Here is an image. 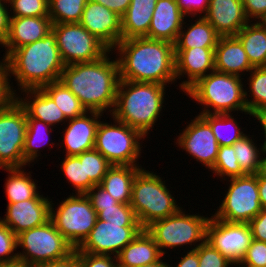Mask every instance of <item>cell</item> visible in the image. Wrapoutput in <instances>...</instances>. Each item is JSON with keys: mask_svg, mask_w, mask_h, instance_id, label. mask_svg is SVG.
<instances>
[{"mask_svg": "<svg viewBox=\"0 0 266 267\" xmlns=\"http://www.w3.org/2000/svg\"><path fill=\"white\" fill-rule=\"evenodd\" d=\"M52 31V21L49 16L11 17L9 34L2 45L5 48L3 61L17 48L43 39Z\"/></svg>", "mask_w": 266, "mask_h": 267, "instance_id": "7402d4cb", "label": "cell"}, {"mask_svg": "<svg viewBox=\"0 0 266 267\" xmlns=\"http://www.w3.org/2000/svg\"><path fill=\"white\" fill-rule=\"evenodd\" d=\"M69 120L87 112L80 100L61 81L52 82L42 88Z\"/></svg>", "mask_w": 266, "mask_h": 267, "instance_id": "836d02e7", "label": "cell"}, {"mask_svg": "<svg viewBox=\"0 0 266 267\" xmlns=\"http://www.w3.org/2000/svg\"><path fill=\"white\" fill-rule=\"evenodd\" d=\"M157 0H131L121 17L122 39L146 37Z\"/></svg>", "mask_w": 266, "mask_h": 267, "instance_id": "4316f807", "label": "cell"}, {"mask_svg": "<svg viewBox=\"0 0 266 267\" xmlns=\"http://www.w3.org/2000/svg\"><path fill=\"white\" fill-rule=\"evenodd\" d=\"M210 171H213L212 173H215L214 175H216V177L221 178V181L227 178L229 179L246 175L238 163L232 145L219 147L215 164Z\"/></svg>", "mask_w": 266, "mask_h": 267, "instance_id": "f35d334b", "label": "cell"}, {"mask_svg": "<svg viewBox=\"0 0 266 267\" xmlns=\"http://www.w3.org/2000/svg\"><path fill=\"white\" fill-rule=\"evenodd\" d=\"M1 60V59H0ZM8 68L3 60L0 61V111L8 108L16 101V91L13 83L10 84Z\"/></svg>", "mask_w": 266, "mask_h": 267, "instance_id": "bcb514c9", "label": "cell"}, {"mask_svg": "<svg viewBox=\"0 0 266 267\" xmlns=\"http://www.w3.org/2000/svg\"><path fill=\"white\" fill-rule=\"evenodd\" d=\"M113 51L118 57L120 80L165 86L177 81L175 48L171 42L147 37L121 39Z\"/></svg>", "mask_w": 266, "mask_h": 267, "instance_id": "6da1fadb", "label": "cell"}, {"mask_svg": "<svg viewBox=\"0 0 266 267\" xmlns=\"http://www.w3.org/2000/svg\"><path fill=\"white\" fill-rule=\"evenodd\" d=\"M51 127L52 126L41 120L27 119V131L23 147V156L28 166L37 159H41L38 158L39 156L41 157V152L39 150L40 147H44L46 144V146L50 145L49 149L54 148L55 141L50 143L49 140L50 134L54 131L53 127Z\"/></svg>", "mask_w": 266, "mask_h": 267, "instance_id": "1f68e13d", "label": "cell"}, {"mask_svg": "<svg viewBox=\"0 0 266 267\" xmlns=\"http://www.w3.org/2000/svg\"><path fill=\"white\" fill-rule=\"evenodd\" d=\"M81 267H118L117 257L80 252Z\"/></svg>", "mask_w": 266, "mask_h": 267, "instance_id": "c3c4849f", "label": "cell"}, {"mask_svg": "<svg viewBox=\"0 0 266 267\" xmlns=\"http://www.w3.org/2000/svg\"><path fill=\"white\" fill-rule=\"evenodd\" d=\"M183 210L181 208L177 213L156 220L145 228L153 237L163 256L168 253L165 251L166 248L173 250L176 247L190 246L188 251L190 248L192 251L206 240V227L210 217L201 216L199 213L185 214ZM192 244L194 248L191 247Z\"/></svg>", "mask_w": 266, "mask_h": 267, "instance_id": "52a82bcc", "label": "cell"}, {"mask_svg": "<svg viewBox=\"0 0 266 267\" xmlns=\"http://www.w3.org/2000/svg\"><path fill=\"white\" fill-rule=\"evenodd\" d=\"M52 31L65 65L95 61L109 51L80 23L52 24Z\"/></svg>", "mask_w": 266, "mask_h": 267, "instance_id": "7c38bea8", "label": "cell"}, {"mask_svg": "<svg viewBox=\"0 0 266 267\" xmlns=\"http://www.w3.org/2000/svg\"><path fill=\"white\" fill-rule=\"evenodd\" d=\"M4 63L10 78L14 76V80L17 81L18 92L42 89L52 82L59 81L65 67L53 31L41 40L15 49Z\"/></svg>", "mask_w": 266, "mask_h": 267, "instance_id": "3957f363", "label": "cell"}, {"mask_svg": "<svg viewBox=\"0 0 266 267\" xmlns=\"http://www.w3.org/2000/svg\"><path fill=\"white\" fill-rule=\"evenodd\" d=\"M221 36H236L250 21L247 19L242 0H210L203 16Z\"/></svg>", "mask_w": 266, "mask_h": 267, "instance_id": "44dd1931", "label": "cell"}, {"mask_svg": "<svg viewBox=\"0 0 266 267\" xmlns=\"http://www.w3.org/2000/svg\"><path fill=\"white\" fill-rule=\"evenodd\" d=\"M0 169H3V170L5 169V168L2 166V164H1V163H0Z\"/></svg>", "mask_w": 266, "mask_h": 267, "instance_id": "e7e4bbea", "label": "cell"}, {"mask_svg": "<svg viewBox=\"0 0 266 267\" xmlns=\"http://www.w3.org/2000/svg\"><path fill=\"white\" fill-rule=\"evenodd\" d=\"M25 167L5 168L8 177L5 182V192L7 194V203H17L27 199H50L43 194L40 195L38 184L32 179L31 172H25Z\"/></svg>", "mask_w": 266, "mask_h": 267, "instance_id": "4dcf8cb0", "label": "cell"}, {"mask_svg": "<svg viewBox=\"0 0 266 267\" xmlns=\"http://www.w3.org/2000/svg\"><path fill=\"white\" fill-rule=\"evenodd\" d=\"M253 67H266V22L251 21L236 35Z\"/></svg>", "mask_w": 266, "mask_h": 267, "instance_id": "f546056e", "label": "cell"}, {"mask_svg": "<svg viewBox=\"0 0 266 267\" xmlns=\"http://www.w3.org/2000/svg\"><path fill=\"white\" fill-rule=\"evenodd\" d=\"M163 257L153 237L142 229L118 254V267H138L155 263Z\"/></svg>", "mask_w": 266, "mask_h": 267, "instance_id": "484cf974", "label": "cell"}, {"mask_svg": "<svg viewBox=\"0 0 266 267\" xmlns=\"http://www.w3.org/2000/svg\"><path fill=\"white\" fill-rule=\"evenodd\" d=\"M144 167L112 165L102 179L100 186L119 203L130 204L132 183L136 174Z\"/></svg>", "mask_w": 266, "mask_h": 267, "instance_id": "83f0119b", "label": "cell"}, {"mask_svg": "<svg viewBox=\"0 0 266 267\" xmlns=\"http://www.w3.org/2000/svg\"><path fill=\"white\" fill-rule=\"evenodd\" d=\"M112 53L109 50L98 60L63 68L59 81L75 94L87 111L104 114L108 110L111 115L114 109L120 73L117 57L114 60L109 57Z\"/></svg>", "mask_w": 266, "mask_h": 267, "instance_id": "7a4b0ae2", "label": "cell"}, {"mask_svg": "<svg viewBox=\"0 0 266 267\" xmlns=\"http://www.w3.org/2000/svg\"><path fill=\"white\" fill-rule=\"evenodd\" d=\"M175 1L178 4L179 9L183 12V14L186 17H191V18H194L195 16L197 17V14L198 17H203L208 11L210 2V0H175Z\"/></svg>", "mask_w": 266, "mask_h": 267, "instance_id": "681fc988", "label": "cell"}, {"mask_svg": "<svg viewBox=\"0 0 266 267\" xmlns=\"http://www.w3.org/2000/svg\"><path fill=\"white\" fill-rule=\"evenodd\" d=\"M166 180L154 171L142 168L132 183L130 206L143 229L152 222L177 213L180 207L173 197Z\"/></svg>", "mask_w": 266, "mask_h": 267, "instance_id": "8992f818", "label": "cell"}, {"mask_svg": "<svg viewBox=\"0 0 266 267\" xmlns=\"http://www.w3.org/2000/svg\"><path fill=\"white\" fill-rule=\"evenodd\" d=\"M234 266L236 267H249V266H240L239 264H234Z\"/></svg>", "mask_w": 266, "mask_h": 267, "instance_id": "be15d7a7", "label": "cell"}, {"mask_svg": "<svg viewBox=\"0 0 266 267\" xmlns=\"http://www.w3.org/2000/svg\"><path fill=\"white\" fill-rule=\"evenodd\" d=\"M76 156L84 160L85 178H89L94 185H100L112 164L95 148Z\"/></svg>", "mask_w": 266, "mask_h": 267, "instance_id": "ab89813d", "label": "cell"}, {"mask_svg": "<svg viewBox=\"0 0 266 267\" xmlns=\"http://www.w3.org/2000/svg\"><path fill=\"white\" fill-rule=\"evenodd\" d=\"M199 115L210 124L219 146L233 145L235 141L246 135L244 128L239 126L232 113Z\"/></svg>", "mask_w": 266, "mask_h": 267, "instance_id": "d6a6232c", "label": "cell"}, {"mask_svg": "<svg viewBox=\"0 0 266 267\" xmlns=\"http://www.w3.org/2000/svg\"><path fill=\"white\" fill-rule=\"evenodd\" d=\"M195 251L198 253L199 267H233L234 265L206 240Z\"/></svg>", "mask_w": 266, "mask_h": 267, "instance_id": "7bdbcfd3", "label": "cell"}, {"mask_svg": "<svg viewBox=\"0 0 266 267\" xmlns=\"http://www.w3.org/2000/svg\"><path fill=\"white\" fill-rule=\"evenodd\" d=\"M17 244L22 248L18 260L29 267L62 259L75 250L51 220L18 234Z\"/></svg>", "mask_w": 266, "mask_h": 267, "instance_id": "30bf717a", "label": "cell"}, {"mask_svg": "<svg viewBox=\"0 0 266 267\" xmlns=\"http://www.w3.org/2000/svg\"><path fill=\"white\" fill-rule=\"evenodd\" d=\"M185 18L175 0H157L146 37L175 44Z\"/></svg>", "mask_w": 266, "mask_h": 267, "instance_id": "603a6c76", "label": "cell"}, {"mask_svg": "<svg viewBox=\"0 0 266 267\" xmlns=\"http://www.w3.org/2000/svg\"><path fill=\"white\" fill-rule=\"evenodd\" d=\"M142 229L140 224H115L97 218L88 237L76 250L117 257Z\"/></svg>", "mask_w": 266, "mask_h": 267, "instance_id": "5bb4252c", "label": "cell"}, {"mask_svg": "<svg viewBox=\"0 0 266 267\" xmlns=\"http://www.w3.org/2000/svg\"><path fill=\"white\" fill-rule=\"evenodd\" d=\"M242 77L212 71L200 78L185 93L203 108L199 114H226L240 111L249 114Z\"/></svg>", "mask_w": 266, "mask_h": 267, "instance_id": "5b68a950", "label": "cell"}, {"mask_svg": "<svg viewBox=\"0 0 266 267\" xmlns=\"http://www.w3.org/2000/svg\"><path fill=\"white\" fill-rule=\"evenodd\" d=\"M86 196L90 199L92 207L97 214L103 210V208L113 207L118 203V201L100 185L93 186L86 193Z\"/></svg>", "mask_w": 266, "mask_h": 267, "instance_id": "7dc6e473", "label": "cell"}, {"mask_svg": "<svg viewBox=\"0 0 266 267\" xmlns=\"http://www.w3.org/2000/svg\"><path fill=\"white\" fill-rule=\"evenodd\" d=\"M249 75L247 79L249 83L245 84L249 85V89L245 88L244 90L247 111L251 115L253 112L266 107V67H254ZM247 90L251 94L250 99Z\"/></svg>", "mask_w": 266, "mask_h": 267, "instance_id": "d590c367", "label": "cell"}, {"mask_svg": "<svg viewBox=\"0 0 266 267\" xmlns=\"http://www.w3.org/2000/svg\"><path fill=\"white\" fill-rule=\"evenodd\" d=\"M257 179L260 203L262 208H266V176L258 172Z\"/></svg>", "mask_w": 266, "mask_h": 267, "instance_id": "680465c9", "label": "cell"}, {"mask_svg": "<svg viewBox=\"0 0 266 267\" xmlns=\"http://www.w3.org/2000/svg\"><path fill=\"white\" fill-rule=\"evenodd\" d=\"M194 23L187 24L185 21L179 32L175 49H190L195 47L215 48L219 35L212 25L204 17H196ZM187 24V25H185ZM187 30H186V28Z\"/></svg>", "mask_w": 266, "mask_h": 267, "instance_id": "f1b7e54d", "label": "cell"}, {"mask_svg": "<svg viewBox=\"0 0 266 267\" xmlns=\"http://www.w3.org/2000/svg\"><path fill=\"white\" fill-rule=\"evenodd\" d=\"M179 262L176 264V266H172L168 264L169 267H199V258L198 253L195 250L187 251L183 257L181 256V259L178 260Z\"/></svg>", "mask_w": 266, "mask_h": 267, "instance_id": "9f6ffc18", "label": "cell"}, {"mask_svg": "<svg viewBox=\"0 0 266 267\" xmlns=\"http://www.w3.org/2000/svg\"><path fill=\"white\" fill-rule=\"evenodd\" d=\"M79 23L109 50L122 39L121 17L102 4L88 0Z\"/></svg>", "mask_w": 266, "mask_h": 267, "instance_id": "e0dca14e", "label": "cell"}, {"mask_svg": "<svg viewBox=\"0 0 266 267\" xmlns=\"http://www.w3.org/2000/svg\"><path fill=\"white\" fill-rule=\"evenodd\" d=\"M20 93L23 98L17 93L16 100L25 110L27 119H38L52 127L61 123L66 125L68 119L43 89H29Z\"/></svg>", "mask_w": 266, "mask_h": 267, "instance_id": "cb8c5ba5", "label": "cell"}, {"mask_svg": "<svg viewBox=\"0 0 266 267\" xmlns=\"http://www.w3.org/2000/svg\"><path fill=\"white\" fill-rule=\"evenodd\" d=\"M238 264L249 267H266V242L252 239L244 257Z\"/></svg>", "mask_w": 266, "mask_h": 267, "instance_id": "f6af8a7d", "label": "cell"}, {"mask_svg": "<svg viewBox=\"0 0 266 267\" xmlns=\"http://www.w3.org/2000/svg\"><path fill=\"white\" fill-rule=\"evenodd\" d=\"M224 181L230 182L228 191L212 216L230 223H249L263 209L257 174H246Z\"/></svg>", "mask_w": 266, "mask_h": 267, "instance_id": "8fae6325", "label": "cell"}, {"mask_svg": "<svg viewBox=\"0 0 266 267\" xmlns=\"http://www.w3.org/2000/svg\"><path fill=\"white\" fill-rule=\"evenodd\" d=\"M112 118L114 124L100 120L94 148L112 165L141 166L137 161L143 148L140 140H145V136L139 130Z\"/></svg>", "mask_w": 266, "mask_h": 267, "instance_id": "ba28073f", "label": "cell"}, {"mask_svg": "<svg viewBox=\"0 0 266 267\" xmlns=\"http://www.w3.org/2000/svg\"><path fill=\"white\" fill-rule=\"evenodd\" d=\"M252 138V135L250 137L249 134H246L232 145L238 163L245 174H257L261 171L264 151L262 146H256L257 144Z\"/></svg>", "mask_w": 266, "mask_h": 267, "instance_id": "e575fe53", "label": "cell"}, {"mask_svg": "<svg viewBox=\"0 0 266 267\" xmlns=\"http://www.w3.org/2000/svg\"><path fill=\"white\" fill-rule=\"evenodd\" d=\"M214 53L215 48L175 49L176 79L187 78L179 84L181 91L185 93L200 78L215 70Z\"/></svg>", "mask_w": 266, "mask_h": 267, "instance_id": "ac0fdd59", "label": "cell"}, {"mask_svg": "<svg viewBox=\"0 0 266 267\" xmlns=\"http://www.w3.org/2000/svg\"><path fill=\"white\" fill-rule=\"evenodd\" d=\"M190 121L182 133H179L175 143L188 156L191 155L210 171L215 164L220 146L210 124L201 115L198 114Z\"/></svg>", "mask_w": 266, "mask_h": 267, "instance_id": "2e32d148", "label": "cell"}, {"mask_svg": "<svg viewBox=\"0 0 266 267\" xmlns=\"http://www.w3.org/2000/svg\"><path fill=\"white\" fill-rule=\"evenodd\" d=\"M7 1L10 7L9 9L11 11L10 12L11 17L49 16V7H48L49 0H7Z\"/></svg>", "mask_w": 266, "mask_h": 267, "instance_id": "60d3db41", "label": "cell"}, {"mask_svg": "<svg viewBox=\"0 0 266 267\" xmlns=\"http://www.w3.org/2000/svg\"><path fill=\"white\" fill-rule=\"evenodd\" d=\"M252 239L266 242V208H263L253 219L249 222Z\"/></svg>", "mask_w": 266, "mask_h": 267, "instance_id": "816d5d0a", "label": "cell"}, {"mask_svg": "<svg viewBox=\"0 0 266 267\" xmlns=\"http://www.w3.org/2000/svg\"><path fill=\"white\" fill-rule=\"evenodd\" d=\"M60 167L68 183L75 188V194H86L95 186L89 178H85L84 160H80L76 155L65 156Z\"/></svg>", "mask_w": 266, "mask_h": 267, "instance_id": "74e56055", "label": "cell"}, {"mask_svg": "<svg viewBox=\"0 0 266 267\" xmlns=\"http://www.w3.org/2000/svg\"><path fill=\"white\" fill-rule=\"evenodd\" d=\"M264 156V157H263ZM262 163H261V173L266 176V151L263 152Z\"/></svg>", "mask_w": 266, "mask_h": 267, "instance_id": "6125c7cd", "label": "cell"}, {"mask_svg": "<svg viewBox=\"0 0 266 267\" xmlns=\"http://www.w3.org/2000/svg\"><path fill=\"white\" fill-rule=\"evenodd\" d=\"M164 257H162L159 261L155 262V263H150V264H146V265H141L138 267H169L168 263H166V261L163 262Z\"/></svg>", "mask_w": 266, "mask_h": 267, "instance_id": "94428289", "label": "cell"}, {"mask_svg": "<svg viewBox=\"0 0 266 267\" xmlns=\"http://www.w3.org/2000/svg\"><path fill=\"white\" fill-rule=\"evenodd\" d=\"M166 87L154 82L120 80L111 116L148 137L166 107Z\"/></svg>", "mask_w": 266, "mask_h": 267, "instance_id": "277c9868", "label": "cell"}, {"mask_svg": "<svg viewBox=\"0 0 266 267\" xmlns=\"http://www.w3.org/2000/svg\"><path fill=\"white\" fill-rule=\"evenodd\" d=\"M251 116L259 120L256 122H259L262 126L263 133L261 134H264V142L261 144V146L263 151H266V107L253 112Z\"/></svg>", "mask_w": 266, "mask_h": 267, "instance_id": "6f0895ef", "label": "cell"}, {"mask_svg": "<svg viewBox=\"0 0 266 267\" xmlns=\"http://www.w3.org/2000/svg\"><path fill=\"white\" fill-rule=\"evenodd\" d=\"M0 267H29L20 260L0 263Z\"/></svg>", "mask_w": 266, "mask_h": 267, "instance_id": "91938a15", "label": "cell"}, {"mask_svg": "<svg viewBox=\"0 0 266 267\" xmlns=\"http://www.w3.org/2000/svg\"><path fill=\"white\" fill-rule=\"evenodd\" d=\"M215 70L243 77L254 67L236 36H221L217 41L214 53Z\"/></svg>", "mask_w": 266, "mask_h": 267, "instance_id": "d4e9b609", "label": "cell"}, {"mask_svg": "<svg viewBox=\"0 0 266 267\" xmlns=\"http://www.w3.org/2000/svg\"><path fill=\"white\" fill-rule=\"evenodd\" d=\"M17 235L0 220V263L18 260Z\"/></svg>", "mask_w": 266, "mask_h": 267, "instance_id": "ee69618b", "label": "cell"}, {"mask_svg": "<svg viewBox=\"0 0 266 267\" xmlns=\"http://www.w3.org/2000/svg\"><path fill=\"white\" fill-rule=\"evenodd\" d=\"M206 241L238 264L252 241L251 228L249 223H230L211 216L206 227Z\"/></svg>", "mask_w": 266, "mask_h": 267, "instance_id": "9a60e30c", "label": "cell"}, {"mask_svg": "<svg viewBox=\"0 0 266 267\" xmlns=\"http://www.w3.org/2000/svg\"><path fill=\"white\" fill-rule=\"evenodd\" d=\"M26 131L27 115L17 100L0 111V163L4 168L28 165L23 156Z\"/></svg>", "mask_w": 266, "mask_h": 267, "instance_id": "4fadbf2b", "label": "cell"}, {"mask_svg": "<svg viewBox=\"0 0 266 267\" xmlns=\"http://www.w3.org/2000/svg\"><path fill=\"white\" fill-rule=\"evenodd\" d=\"M36 267H81L80 252L75 249L68 256L62 259L45 262L37 265Z\"/></svg>", "mask_w": 266, "mask_h": 267, "instance_id": "db71d44e", "label": "cell"}, {"mask_svg": "<svg viewBox=\"0 0 266 267\" xmlns=\"http://www.w3.org/2000/svg\"><path fill=\"white\" fill-rule=\"evenodd\" d=\"M98 219L115 224H139L137 216L130 204L117 203L113 207L103 208Z\"/></svg>", "mask_w": 266, "mask_h": 267, "instance_id": "b9f144b4", "label": "cell"}, {"mask_svg": "<svg viewBox=\"0 0 266 267\" xmlns=\"http://www.w3.org/2000/svg\"><path fill=\"white\" fill-rule=\"evenodd\" d=\"M54 208L51 199L50 220L63 237L77 249L97 221V212L86 194H70ZM55 209V210H54Z\"/></svg>", "mask_w": 266, "mask_h": 267, "instance_id": "9c48e42d", "label": "cell"}, {"mask_svg": "<svg viewBox=\"0 0 266 267\" xmlns=\"http://www.w3.org/2000/svg\"><path fill=\"white\" fill-rule=\"evenodd\" d=\"M242 3L249 21L266 22V0H242Z\"/></svg>", "mask_w": 266, "mask_h": 267, "instance_id": "f907efd6", "label": "cell"}, {"mask_svg": "<svg viewBox=\"0 0 266 267\" xmlns=\"http://www.w3.org/2000/svg\"><path fill=\"white\" fill-rule=\"evenodd\" d=\"M99 4L104 5L120 17L124 15L127 11L128 6L131 3V0H90Z\"/></svg>", "mask_w": 266, "mask_h": 267, "instance_id": "11a10c76", "label": "cell"}, {"mask_svg": "<svg viewBox=\"0 0 266 267\" xmlns=\"http://www.w3.org/2000/svg\"><path fill=\"white\" fill-rule=\"evenodd\" d=\"M51 199H27L7 203L6 214L0 220L16 234L41 226L50 220Z\"/></svg>", "mask_w": 266, "mask_h": 267, "instance_id": "ffe728a7", "label": "cell"}, {"mask_svg": "<svg viewBox=\"0 0 266 267\" xmlns=\"http://www.w3.org/2000/svg\"><path fill=\"white\" fill-rule=\"evenodd\" d=\"M88 0H49L52 24L79 23Z\"/></svg>", "mask_w": 266, "mask_h": 267, "instance_id": "8d00e7d4", "label": "cell"}, {"mask_svg": "<svg viewBox=\"0 0 266 267\" xmlns=\"http://www.w3.org/2000/svg\"><path fill=\"white\" fill-rule=\"evenodd\" d=\"M103 113L87 111L82 116L69 119L63 131L61 146L65 149L64 156H73L94 149L96 132Z\"/></svg>", "mask_w": 266, "mask_h": 267, "instance_id": "d6986e66", "label": "cell"}, {"mask_svg": "<svg viewBox=\"0 0 266 267\" xmlns=\"http://www.w3.org/2000/svg\"><path fill=\"white\" fill-rule=\"evenodd\" d=\"M7 0H0V46L6 41L10 29V10Z\"/></svg>", "mask_w": 266, "mask_h": 267, "instance_id": "f5cc1de1", "label": "cell"}]
</instances>
